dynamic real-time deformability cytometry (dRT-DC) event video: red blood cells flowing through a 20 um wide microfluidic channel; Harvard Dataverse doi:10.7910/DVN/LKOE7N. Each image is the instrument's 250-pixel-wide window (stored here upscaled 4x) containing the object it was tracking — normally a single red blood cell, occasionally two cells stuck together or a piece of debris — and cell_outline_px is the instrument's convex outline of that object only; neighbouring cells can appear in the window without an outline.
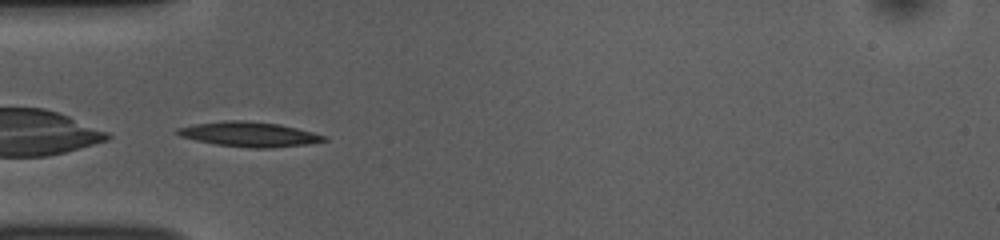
{"species": "common noctule bat (a hibernating species)", "species_latin": "Nyctalus noctula", "temperature_condition": "room temperature", "stored_images_in_passage": 37, "camera_frame_rate_fps": 3000, "um_per_image_px": 0.085, "animal": {"sex": "female", "body_mass_g": 10.0, "forearm_length_mm": 53.1}, "frame": {"image": 1, "passage_image": 1, "time_ms": 0.0, "image_size_px": [1000, 240], "cell_outline_px": [[328, 140], [308, 144], [272, 148], [252, 148], [216, 144], [196, 140], [180, 136], [176, 132], [176, 128], [196, 124], [224, 120], [244, 120], [280, 124], [328, 136]], "centroid_in_image_um": [21.21, 11.41], "position_along_channel_um": 63.8, "area_um2": 21.15}}
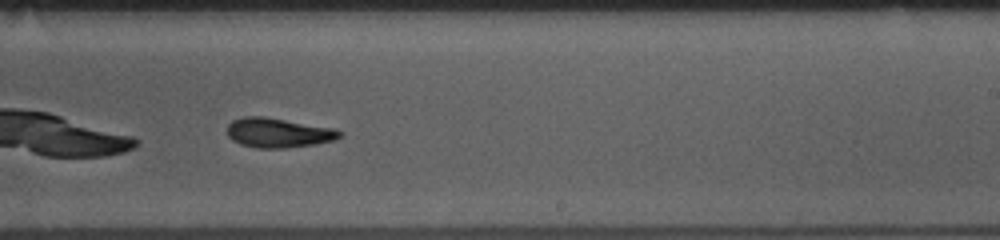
{"frame": {"image": 2, "passage_image": 17, "time_ms": 5.333, "image_size_px": [1000, 240], "cell_outline_px": [[344, 132], [336, 140], [316, 144], [284, 148], [256, 148], [240, 144], [232, 140], [228, 136], [228, 124], [232, 120], [244, 116], [264, 116], [336, 128]], "centroid_in_image_um": [23.68, 11.28], "position_along_channel_um": 265.3, "area_um2": 19.65}}
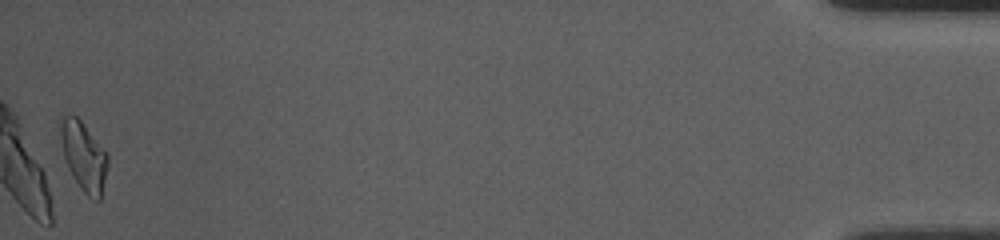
{"frame": {"image": 3, "passage_image": 37, "time_ms": 12.0, "image_size_px": [1000, 240], "cell_outline_px": [[108, 164], [100, 200], [96, 200], [88, 196], [80, 188], [72, 176], [64, 160], [60, 140], [60, 116], [64, 112], [76, 116], [80, 120], [108, 152]], "centroid_in_image_um": [7.09, 13.23], "position_along_channel_um": 428.1, "area_um2": 19.31}, "authors_computed_cell_mechanics": {"area_um2": 19.0162, "velocity_mm_per_s": 3.7914, "shape_relaxation_time_tau1_ms": 3.7681, "shape_relaxation_time_tau2_ms": 2.1566, "deformation_change_tau1": 0.1736, "deformation_change_tau2": 0.0951}}